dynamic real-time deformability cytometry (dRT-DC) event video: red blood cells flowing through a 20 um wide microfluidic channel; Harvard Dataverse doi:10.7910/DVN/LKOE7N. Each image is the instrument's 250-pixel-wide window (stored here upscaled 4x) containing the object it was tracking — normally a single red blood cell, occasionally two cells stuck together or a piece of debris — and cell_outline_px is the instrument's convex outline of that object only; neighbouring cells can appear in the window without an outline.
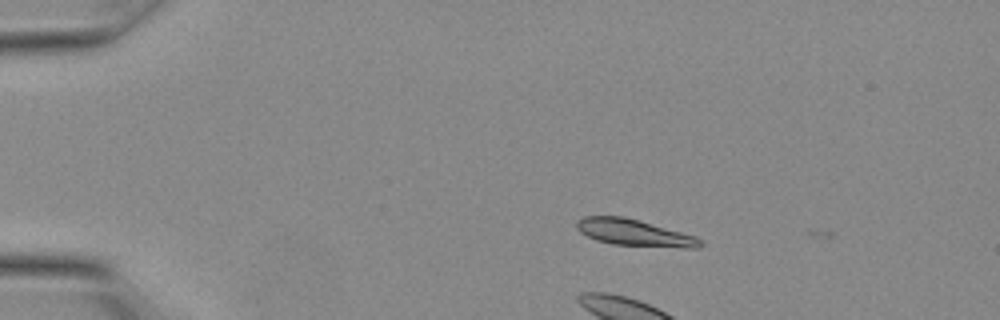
{"species": "Egyptian fruit bat (a non-hibernating species)", "species_latin": "Rousettus aegyptiacus", "temperature_condition": "warm", "stored_images_in_passage": 13, "camera_frame_rate_fps": 3000, "um_per_image_px": 0.085, "animal": {"sex": "female"}, "frame": {"image": 1, "passage_image": 5, "time_ms": 1.333, "image_size_px": [1000, 320], "cell_outline_px": [[704, 244], [700, 248], [684, 248], [612, 244], [596, 240], [580, 232], [576, 228], [576, 220], [584, 216], [624, 216], [696, 236]], "centroid_in_image_um": [53.91, 19.78], "position_along_channel_um": 31.1, "area_um2": 19.19}}
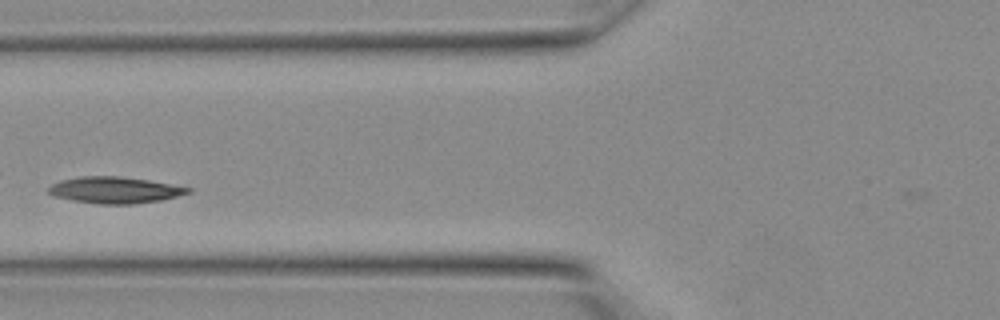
{"frame": {"image": 2, "passage_image": 12, "time_ms": 3.667, "image_size_px": [1000, 320], "cell_outline_px": [[192, 192], [160, 200], [132, 204], [100, 204], [72, 200], [52, 196], [48, 192], [48, 188], [52, 184], [60, 180], [80, 176], [120, 176], [148, 180], [192, 188]], "centroid_in_image_um": [9.73, 16.15], "position_along_channel_um": 116.1, "area_um2": 21.44}}